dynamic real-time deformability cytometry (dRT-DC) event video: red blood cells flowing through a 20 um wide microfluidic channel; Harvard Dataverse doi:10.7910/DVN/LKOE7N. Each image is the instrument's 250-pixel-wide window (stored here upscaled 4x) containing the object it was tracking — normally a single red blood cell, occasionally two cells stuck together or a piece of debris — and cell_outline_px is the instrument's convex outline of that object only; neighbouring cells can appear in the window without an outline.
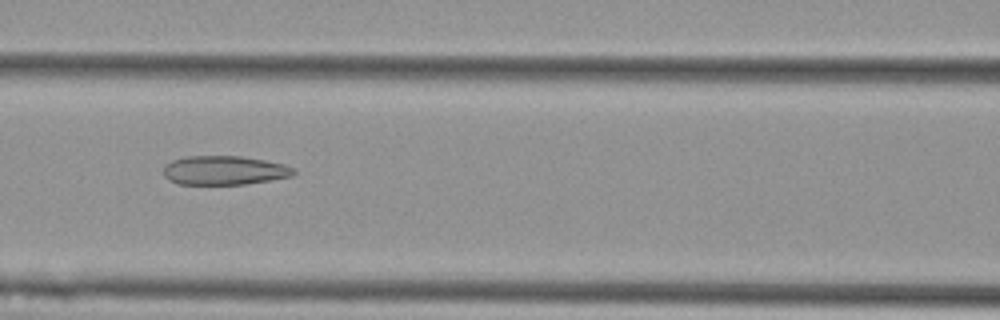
{"species": "Egyptian fruit bat (a non-hibernating species)", "species_latin": "Rousettus aegyptiacus", "temperature_condition": "cold", "stored_images_in_passage": 55, "camera_frame_rate_fps": 3000, "um_per_image_px": 0.085, "animal": {"sex": "female"}, "frame": {"image": 1, "passage_image": 24, "time_ms": 7.667, "image_size_px": [1000, 320], "cell_outline_px": [[296, 172], [292, 176], [244, 184], [176, 184], [168, 180], [164, 176], [164, 164], [172, 160], [188, 156], [240, 156], [264, 160], [284, 164], [296, 168]], "centroid_in_image_um": [19.05, 14.48], "position_along_channel_um": 147.6, "area_um2": 22.08}}
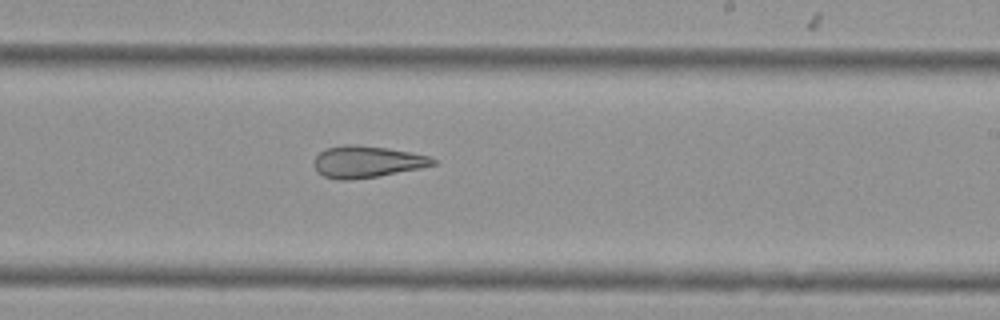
{"frame": {"image": 2, "passage_image": 33, "time_ms": 10.667, "image_size_px": [1000, 320], "cell_outline_px": [[436, 164], [420, 168], [380, 176], [344, 180], [340, 180], [324, 176], [312, 164], [312, 160], [324, 148], [344, 144], [356, 144], [388, 148], [432, 156], [436, 160]], "centroid_in_image_um": [31.19, 13.73], "position_along_channel_um": 257.8, "area_um2": 22.14}}
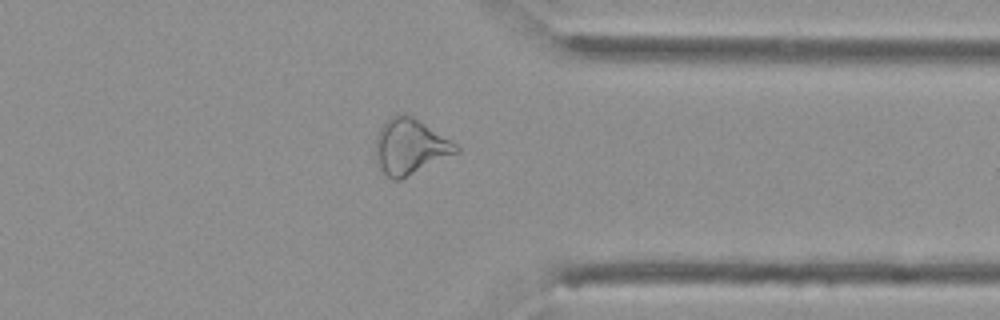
{"frame": {"image": 3, "passage_image": 43, "time_ms": 14.0, "image_size_px": [1000, 320], "cell_outline_px": [[460, 152], [400, 180], [392, 180], [380, 168], [376, 160], [376, 140], [380, 128], [392, 116], [400, 112], [412, 116], [456, 144], [460, 148]], "centroid_in_image_um": [34.86, 12.48], "position_along_channel_um": 376.5, "area_um2": 25.72}, "authors_computed_cell_mechanics": {"area_um2": 27.0504, "velocity_mm_per_s": 3.6993, "shape_relaxation_time_tau1_ms": null, "shape_relaxation_time_tau2_ms": 4.3782, "deformation_change_tau1": null, "deformation_change_tau2": 0.1522}}